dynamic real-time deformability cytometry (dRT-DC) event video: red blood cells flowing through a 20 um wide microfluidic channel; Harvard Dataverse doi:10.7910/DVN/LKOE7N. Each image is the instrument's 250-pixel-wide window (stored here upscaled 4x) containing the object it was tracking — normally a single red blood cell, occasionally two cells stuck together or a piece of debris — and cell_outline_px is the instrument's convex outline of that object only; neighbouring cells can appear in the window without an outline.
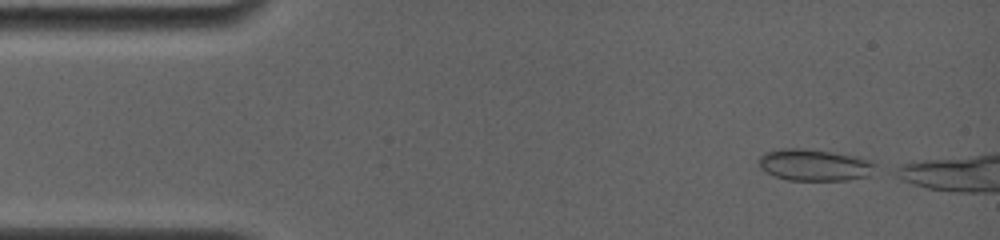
{"species": "common noctule bat (a hibernating species)", "species_latin": "Nyctalus noctula", "temperature_condition": "room temperature", "stored_images_in_passage": 53, "camera_frame_rate_fps": 4000, "um_per_image_px": 0.085, "animal": {"sex": "female", "body_mass_g": 19.0, "forearm_length_mm": 56.7}, "frame": {"image": 1, "passage_image": 1, "time_ms": 0.0, "image_size_px": [1000, 240], "cell_outline_px": [[876, 172], [868, 176], [848, 180], [788, 180], [776, 176], [760, 168], [760, 156], [764, 152], [780, 148], [804, 148], [828, 152], [848, 156], [864, 160], [872, 164]], "centroid_in_image_um": [69.15, 14.03], "position_along_channel_um": 15.8, "area_um2": 20.92}}
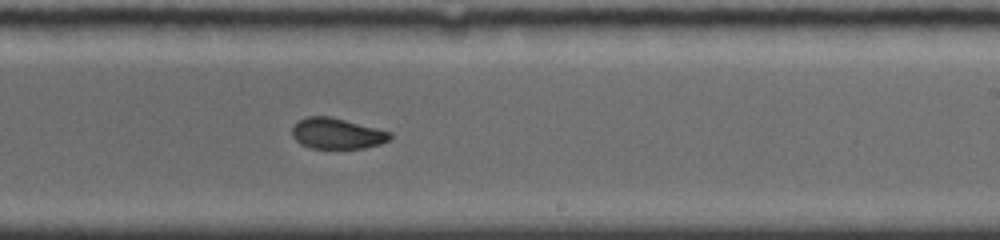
{"frame": {"image": 2, "passage_image": 35, "time_ms": 8.5, "image_size_px": [1000, 240], "cell_outline_px": [[392, 136], [388, 140], [380, 144], [364, 148], [312, 148], [300, 144], [292, 136], [292, 128], [300, 120], [308, 116], [328, 116], [392, 132]], "centroid_in_image_um": [28.64, 11.36], "position_along_channel_um": 260.4, "area_um2": 17.34}}
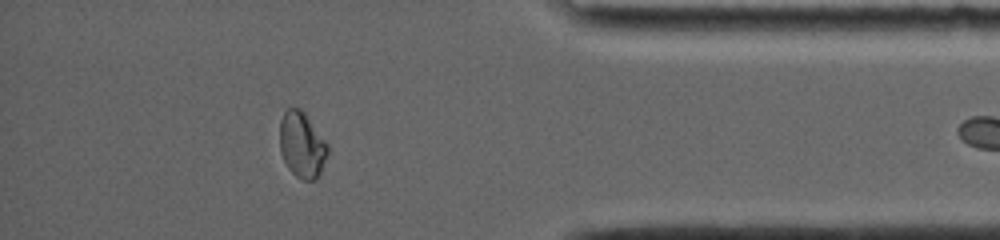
{"frame": {"image": 3, "passage_image": 52, "time_ms": 12.75, "image_size_px": [1000, 240], "cell_outline_px": [[328, 152], [320, 172], [316, 180], [300, 180], [288, 168], [280, 152], [280, 120], [284, 112], [288, 108], [300, 108], [304, 112], [328, 144]], "centroid_in_image_um": [25.66, 12.32], "position_along_channel_um": 409.5, "area_um2": 18.32}}